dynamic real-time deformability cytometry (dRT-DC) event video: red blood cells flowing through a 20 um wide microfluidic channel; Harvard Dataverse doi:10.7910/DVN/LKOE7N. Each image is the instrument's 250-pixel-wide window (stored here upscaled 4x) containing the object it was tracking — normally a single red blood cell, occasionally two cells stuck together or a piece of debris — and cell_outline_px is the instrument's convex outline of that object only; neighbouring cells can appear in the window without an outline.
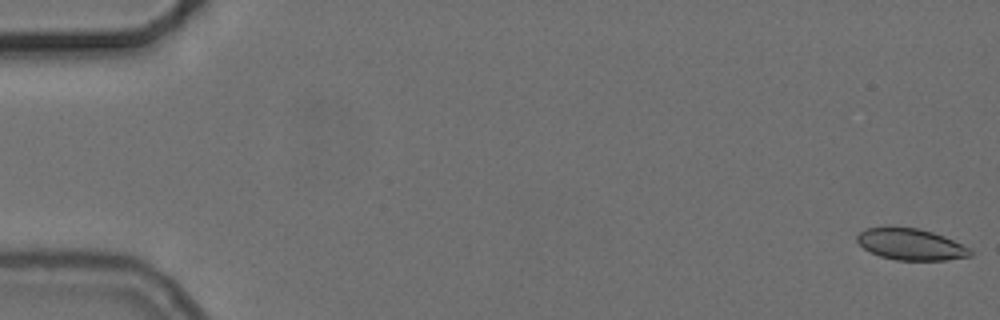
{"species": "common noctule bat (a hibernating species)", "species_latin": "Nyctalus noctula", "temperature_condition": "cold", "stored_images_in_passage": 56, "camera_frame_rate_fps": 3000, "um_per_image_px": 0.085, "animal": {"sex": "female", "body_mass_g": 24.6, "forearm_length_mm": 56.2}, "frame": {"image": 1, "passage_image": 1, "time_ms": 0.0, "image_size_px": [1000, 320], "cell_outline_px": [[972, 256], [948, 260], [896, 260], [880, 256], [864, 248], [856, 240], [856, 236], [864, 228], [888, 224], [916, 228], [932, 232], [944, 236], [968, 248], [972, 252]], "centroid_in_image_um": [77.35, 20.73], "position_along_channel_um": 7.6, "area_um2": 21.1}}
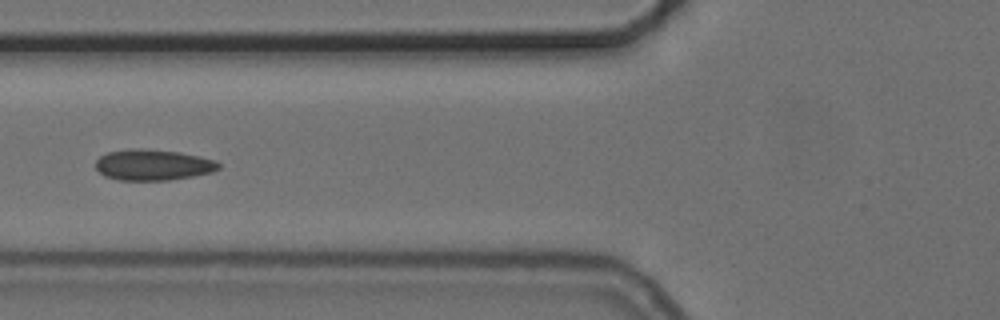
{"frame": {"image": 2, "passage_image": 22, "time_ms": 7.0, "image_size_px": [1000, 320], "cell_outline_px": [[220, 168], [212, 172], [192, 176], [168, 180], [120, 180], [104, 176], [96, 168], [96, 160], [100, 156], [108, 152], [132, 148], [148, 148], [180, 152], [200, 156], [216, 160], [220, 164]], "centroid_in_image_um": [13.01, 14.0], "position_along_channel_um": 112.8, "area_um2": 22.31}}
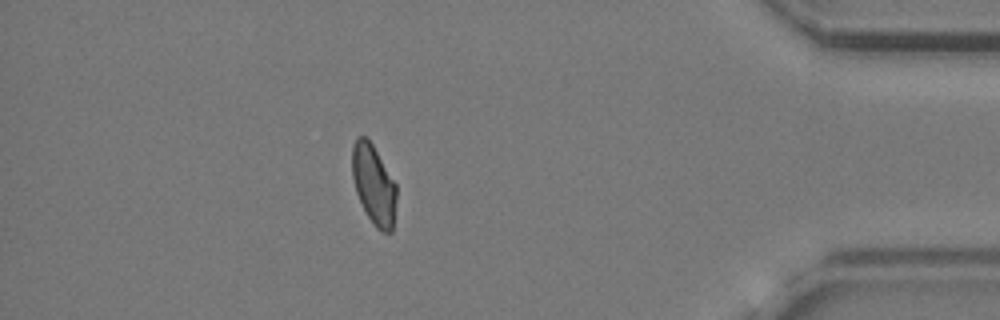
{"frame": {"image": 3, "passage_image": 49, "time_ms": 16.0, "image_size_px": [1000, 320], "cell_outline_px": [[396, 200], [392, 232], [380, 232], [376, 228], [368, 216], [356, 192], [352, 176], [352, 148], [356, 136], [364, 136], [372, 144], [396, 184]], "centroid_in_image_um": [31.76, 15.7], "position_along_channel_um": 403.4, "area_um2": 20.35}, "authors_computed_cell_mechanics": {"area_um2": 21.5594, "velocity_mm_per_s": 3.7126, "shape_relaxation_time_tau1_ms": null, "shape_relaxation_time_tau2_ms": 1.6186, "deformation_change_tau1": null, "deformation_change_tau2": 0.0612}}